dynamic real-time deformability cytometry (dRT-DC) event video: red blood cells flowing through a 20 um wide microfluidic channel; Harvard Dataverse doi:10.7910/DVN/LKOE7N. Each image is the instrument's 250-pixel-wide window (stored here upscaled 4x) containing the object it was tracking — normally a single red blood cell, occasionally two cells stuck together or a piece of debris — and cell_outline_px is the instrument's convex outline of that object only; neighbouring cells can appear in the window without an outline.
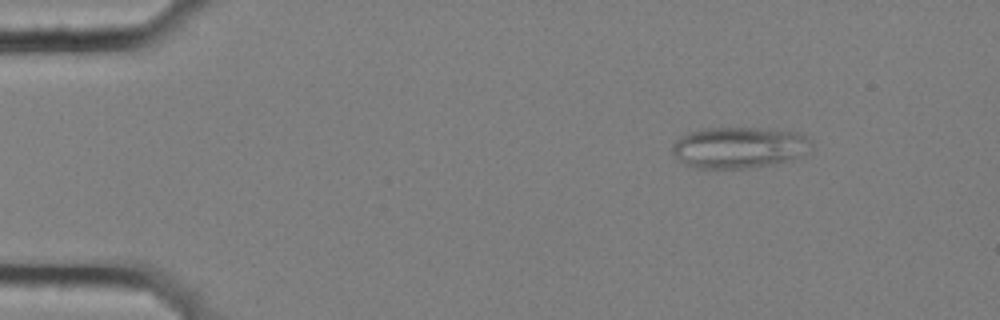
{"species": "common noctule bat (a hibernating species)", "species_latin": "Nyctalus noctula", "temperature_condition": "cold", "stored_images_in_passage": 50, "segment_of_instrument_passage": [1, 2], "camera_frame_rate_fps": 3000, "um_per_image_px": 0.085, "animal": {"sex": "female", "body_mass_g": 25.1}, "frame": {"image": 1, "passage_image": 1, "time_ms": 0.0, "image_size_px": [1000, 320], "cell_outline_px": [[812, 144], [808, 152], [792, 160], [772, 164], [748, 168], [700, 168], [684, 164], [672, 152], [672, 144], [680, 136], [688, 132], [708, 128], [760, 128], [800, 132]], "centroid_in_image_um": [62.82, 12.53], "position_along_channel_um": 22.2, "area_um2": 33.41}}